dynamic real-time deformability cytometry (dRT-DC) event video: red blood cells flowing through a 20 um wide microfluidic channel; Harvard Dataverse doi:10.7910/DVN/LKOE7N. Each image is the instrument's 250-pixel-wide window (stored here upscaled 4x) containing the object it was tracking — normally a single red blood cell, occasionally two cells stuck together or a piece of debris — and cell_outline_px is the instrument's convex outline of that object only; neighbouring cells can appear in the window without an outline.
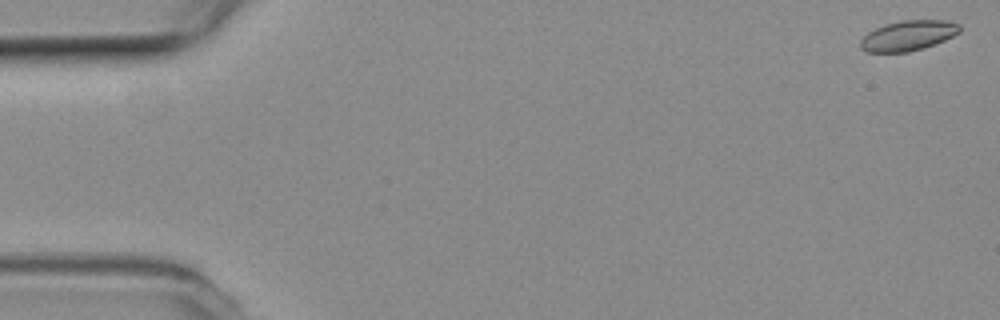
{"species": "common noctule bat (a hibernating species)", "species_latin": "Nyctalus noctula", "temperature_condition": "room temperature", "stored_images_in_passage": 55, "camera_frame_rate_fps": 3000, "um_per_image_px": 0.085, "animal": {"sex": "female", "body_mass_g": 19.3, "forearm_length_mm": 54.1}, "frame": {"image": 1, "passage_image": 1, "time_ms": 0.0, "image_size_px": [1000, 320], "cell_outline_px": [[960, 32], [944, 40], [924, 48], [908, 52], [868, 52], [860, 48], [860, 40], [868, 32], [884, 24], [904, 20], [944, 20], [960, 24]], "centroid_in_image_um": [77.18, 3.02], "position_along_channel_um": 7.8, "area_um2": 17.4}}
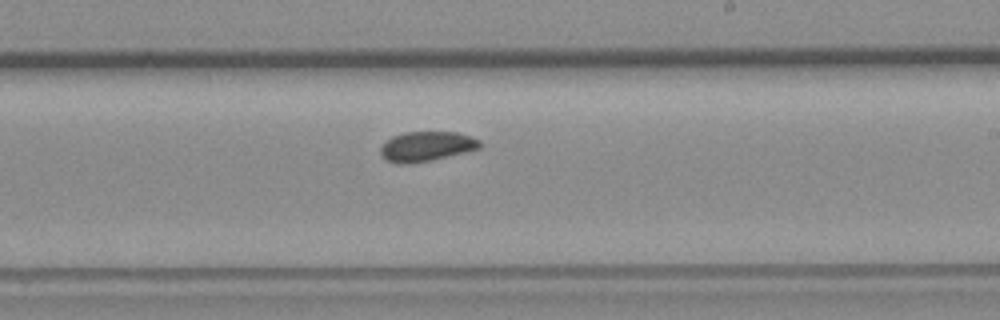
{"frame": {"image": 2, "passage_image": 32, "time_ms": 10.333, "image_size_px": [1000, 320], "cell_outline_px": [[480, 148], [432, 160], [404, 164], [400, 164], [388, 160], [380, 152], [380, 148], [392, 136], [404, 132], [456, 132], [472, 136], [480, 140]], "centroid_in_image_um": [36.27, 12.43], "position_along_channel_um": 252.7, "area_um2": 16.99}}
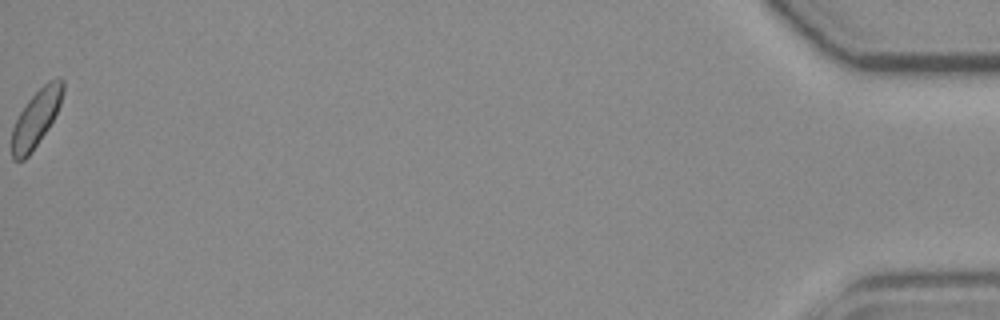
{"frame": {"image": 3, "passage_image": 55, "time_ms": 18.0, "image_size_px": [1000, 320], "cell_outline_px": [[64, 92], [60, 104], [48, 128], [28, 156], [24, 160], [12, 160], [12, 128], [20, 112], [28, 100], [48, 80], [60, 76], [64, 80]], "centroid_in_image_um": [3.08, 10.02], "position_along_channel_um": 432.1, "area_um2": 16.76}, "authors_computed_cell_mechanics": {"area_um2": 17.34, "velocity_mm_per_s": 3.7573, "shape_relaxation_time_tau1_ms": 2.9379, "shape_relaxation_time_tau2_ms": null, "deformation_change_tau1": 0.0797, "deformation_change_tau2": null}}